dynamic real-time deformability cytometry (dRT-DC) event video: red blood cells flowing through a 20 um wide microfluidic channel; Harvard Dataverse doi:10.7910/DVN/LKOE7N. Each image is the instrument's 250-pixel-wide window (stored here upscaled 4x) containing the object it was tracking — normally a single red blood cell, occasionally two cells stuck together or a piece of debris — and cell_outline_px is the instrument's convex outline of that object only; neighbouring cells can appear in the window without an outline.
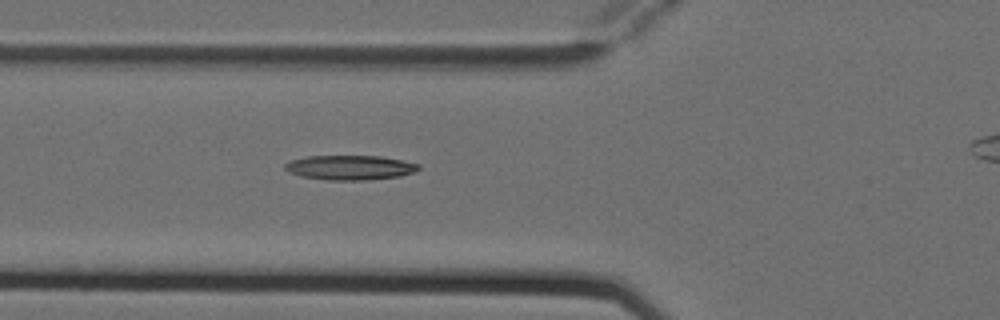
{"species": "Egyptian fruit bat (a non-hibernating species)", "species_latin": "Rousettus aegyptiacus", "temperature_condition": "cold", "stored_images_in_passage": 4, "camera_frame_rate_fps": 3000, "um_per_image_px": 0.085, "animal": {"sex": "female"}, "frame": {"image": 1, "passage_image": 3, "time_ms": 0.667, "image_size_px": [1000, 320], "cell_outline_px": [[420, 168], [416, 172], [400, 176], [364, 180], [328, 180], [304, 176], [288, 172], [284, 168], [284, 164], [292, 160], [308, 156], [380, 156], [420, 164]], "centroid_in_image_um": [29.77, 14.24], "position_along_channel_um": 96.0, "area_um2": 19.02}}